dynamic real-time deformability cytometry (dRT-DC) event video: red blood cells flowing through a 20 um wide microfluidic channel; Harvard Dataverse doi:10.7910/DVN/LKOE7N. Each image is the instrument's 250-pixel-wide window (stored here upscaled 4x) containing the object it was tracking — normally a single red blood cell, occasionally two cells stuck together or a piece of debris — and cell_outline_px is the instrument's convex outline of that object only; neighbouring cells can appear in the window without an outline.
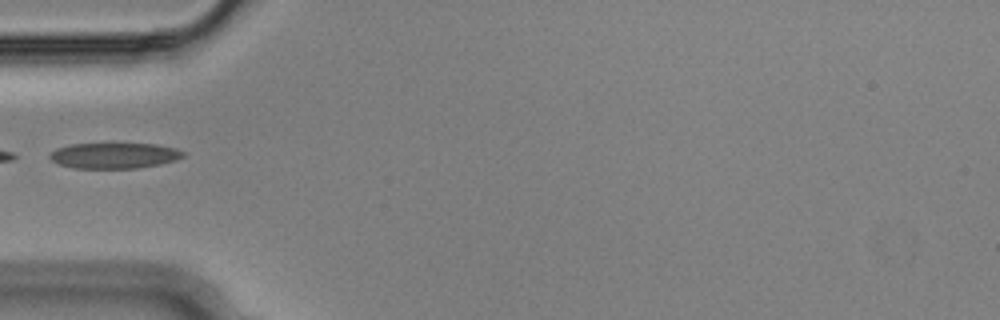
{"species": "Egyptian fruit bat (a non-hibernating species)", "species_latin": "Rousettus aegyptiacus", "temperature_condition": "cold", "stored_images_in_passage": 17, "camera_frame_rate_fps": 3000, "um_per_image_px": 0.085, "animal": {"sex": "male"}, "frame": {"image": 1, "passage_image": 1, "time_ms": 0.0, "image_size_px": [1000, 320], "cell_outline_px": [[184, 156], [176, 160], [160, 164], [136, 168], [72, 168], [60, 164], [52, 160], [48, 156], [56, 148], [72, 144], [156, 144], [176, 148], [184, 152]], "centroid_in_image_um": [9.72, 13.22], "position_along_channel_um": 75.3, "area_um2": 19.83}}